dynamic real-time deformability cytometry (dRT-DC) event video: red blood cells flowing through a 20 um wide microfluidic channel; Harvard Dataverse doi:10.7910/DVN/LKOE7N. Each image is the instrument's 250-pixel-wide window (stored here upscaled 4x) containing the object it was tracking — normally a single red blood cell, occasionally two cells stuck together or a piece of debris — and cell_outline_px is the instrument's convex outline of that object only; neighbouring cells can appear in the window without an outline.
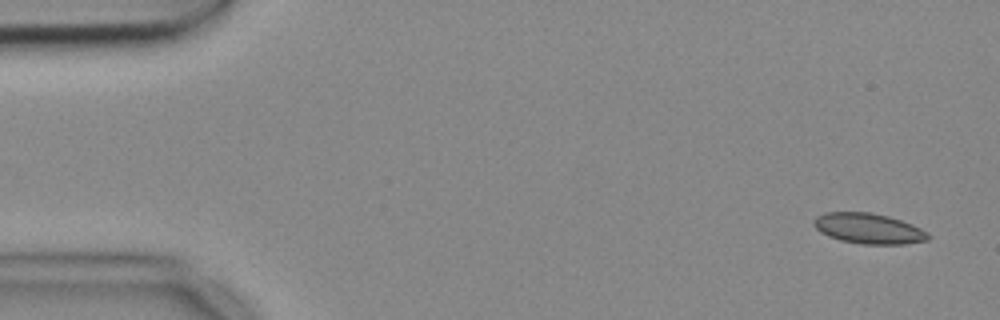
{"species": "common noctule bat (a hibernating species)", "species_latin": "Nyctalus noctula", "temperature_condition": "cold", "stored_images_in_passage": 8, "camera_frame_rate_fps": 3000, "um_per_image_px": 0.085, "animal": {"sex": "female", "body_mass_g": 18.4}, "frame": {"image": 1, "passage_image": 1, "time_ms": 0.0, "image_size_px": [1000, 320], "cell_outline_px": [[932, 236], [928, 240], [904, 244], [860, 244], [840, 240], [828, 236], [820, 232], [812, 224], [812, 220], [816, 216], [824, 212], [868, 212], [888, 216], [912, 224], [928, 232]], "centroid_in_image_um": [73.81, 19.42], "position_along_channel_um": 11.2, "area_um2": 20.46}}
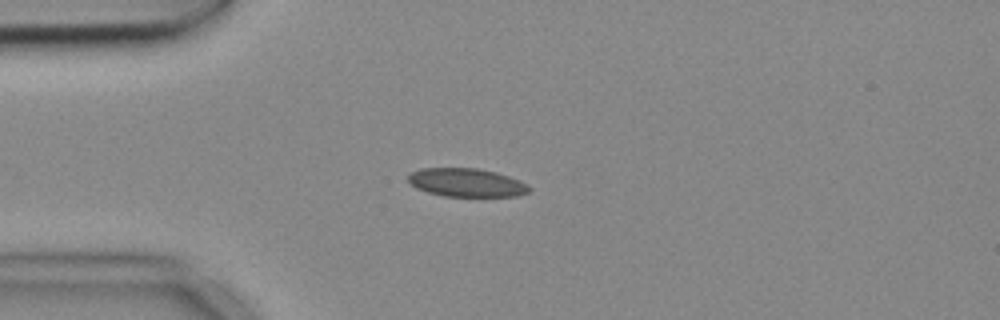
{"frame": {"image": 2, "passage_image": 4, "time_ms": 1.0, "image_size_px": [1000, 320], "cell_outline_px": [[532, 188], [528, 192], [516, 196], [444, 196], [428, 192], [416, 188], [408, 180], [408, 172], [420, 168], [476, 168], [496, 172], [520, 180], [528, 184]], "centroid_in_image_um": [39.65, 15.51], "position_along_channel_um": 45.4, "area_um2": 20.11}}
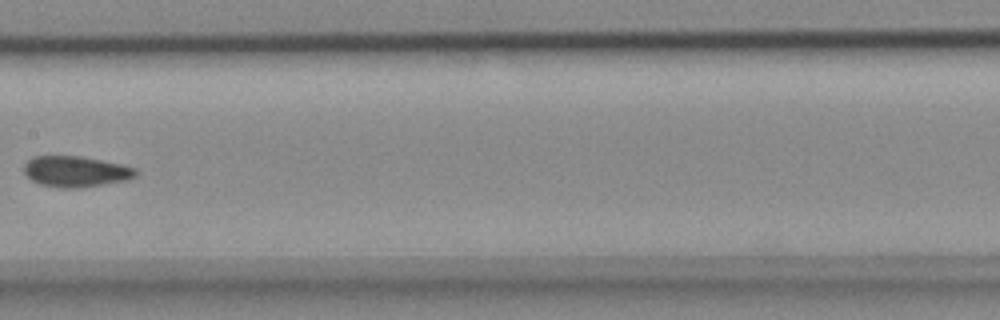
{"frame": {"image": 3, "passage_image": 8, "time_ms": 2.333, "image_size_px": [1000, 320], "cell_outline_px": [[136, 176], [128, 180], [80, 188], [60, 188], [40, 184], [32, 180], [24, 172], [24, 164], [32, 156], [80, 156], [120, 164], [136, 168]], "centroid_in_image_um": [6.43, 14.58], "position_along_channel_um": 201.0, "area_um2": 20.06}}